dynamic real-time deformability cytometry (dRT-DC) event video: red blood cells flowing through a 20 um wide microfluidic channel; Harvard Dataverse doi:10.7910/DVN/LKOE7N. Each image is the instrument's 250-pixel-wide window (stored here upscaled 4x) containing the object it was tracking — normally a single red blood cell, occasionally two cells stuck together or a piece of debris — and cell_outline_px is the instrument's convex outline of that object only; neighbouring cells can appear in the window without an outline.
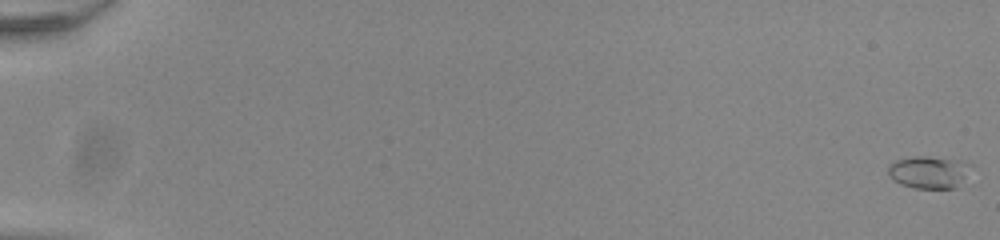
{"species": "common noctule bat (a hibernating species)", "species_latin": "Nyctalus noctula", "temperature_condition": "room temperature", "stored_images_in_passage": 54, "camera_frame_rate_fps": 3000, "um_per_image_px": 0.085, "animal": {"sex": "male", "body_mass_g": 20.0, "forearm_length_mm": 53.3}, "frame": {"image": 1, "passage_image": 1, "time_ms": 0.0, "image_size_px": [1000, 240], "cell_outline_px": [[972, 164], [956, 188], [912, 188], [900, 184], [892, 180], [888, 176], [888, 168], [896, 160], [916, 156], [924, 156], [960, 160]], "centroid_in_image_um": [78.91, 14.63], "position_along_channel_um": 6.1, "area_um2": 15.43}}
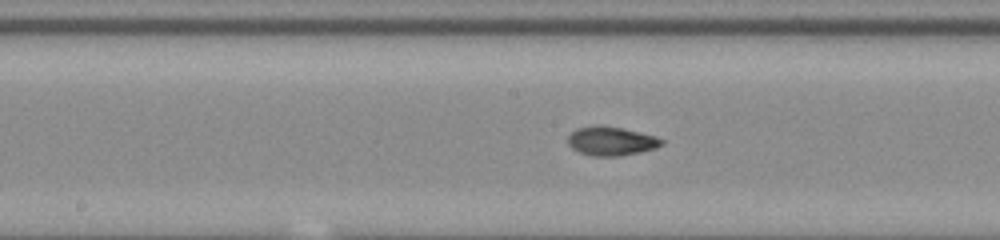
{"frame": {"image": 2, "passage_image": 31, "time_ms": 10.0, "image_size_px": [1000, 240], "cell_outline_px": [[664, 144], [656, 148], [640, 152], [620, 156], [592, 156], [580, 152], [572, 148], [568, 144], [568, 136], [576, 128], [596, 124], [600, 124], [620, 128], [656, 136], [664, 140]], "centroid_in_image_um": [51.95, 11.98], "position_along_channel_um": 196.3, "area_um2": 15.9}}
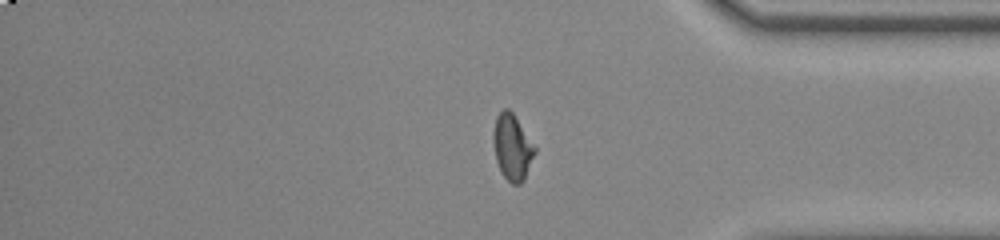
{"frame": {"image": 3, "passage_image": 47, "time_ms": 15.333, "image_size_px": [1000, 240], "cell_outline_px": [[536, 152], [524, 180], [520, 184], [512, 184], [500, 172], [496, 160], [492, 136], [496, 116], [504, 108], [508, 108], [512, 112], [536, 148]], "centroid_in_image_um": [43.53, 12.52], "position_along_channel_um": 391.7, "area_um2": 15.84}}